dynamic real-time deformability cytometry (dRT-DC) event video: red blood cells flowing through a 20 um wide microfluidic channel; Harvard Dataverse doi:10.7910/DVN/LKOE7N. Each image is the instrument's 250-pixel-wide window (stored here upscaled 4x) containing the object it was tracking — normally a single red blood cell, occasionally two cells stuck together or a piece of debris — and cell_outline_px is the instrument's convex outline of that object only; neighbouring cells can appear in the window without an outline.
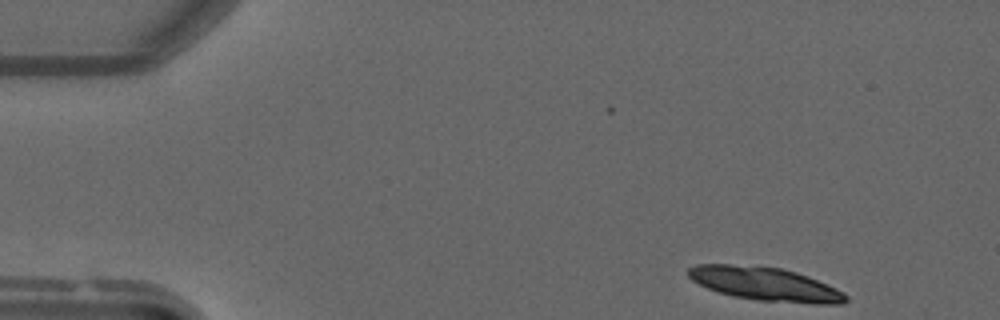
{"species": "common noctule bat (a hibernating species)", "species_latin": "Nyctalus noctula", "temperature_condition": "warm", "stored_images_in_passage": 2, "camera_frame_rate_fps": 3000, "um_per_image_px": 0.085, "animal": {"sex": "male", "forearm_length_mm": 52.5}, "frame": {"image": 1, "passage_image": 2, "time_ms": 0.333, "image_size_px": [1000, 320], "cell_outline_px": [[848, 300], [844, 304], [812, 304], [760, 300], [732, 296], [708, 288], [692, 280], [688, 276], [688, 268], [696, 264], [732, 264], [780, 268], [796, 272], [808, 276], [828, 284], [844, 292], [848, 296]], "centroid_in_image_um": [65.08, 24.14], "position_along_channel_um": 19.9, "area_um2": 30.75}}